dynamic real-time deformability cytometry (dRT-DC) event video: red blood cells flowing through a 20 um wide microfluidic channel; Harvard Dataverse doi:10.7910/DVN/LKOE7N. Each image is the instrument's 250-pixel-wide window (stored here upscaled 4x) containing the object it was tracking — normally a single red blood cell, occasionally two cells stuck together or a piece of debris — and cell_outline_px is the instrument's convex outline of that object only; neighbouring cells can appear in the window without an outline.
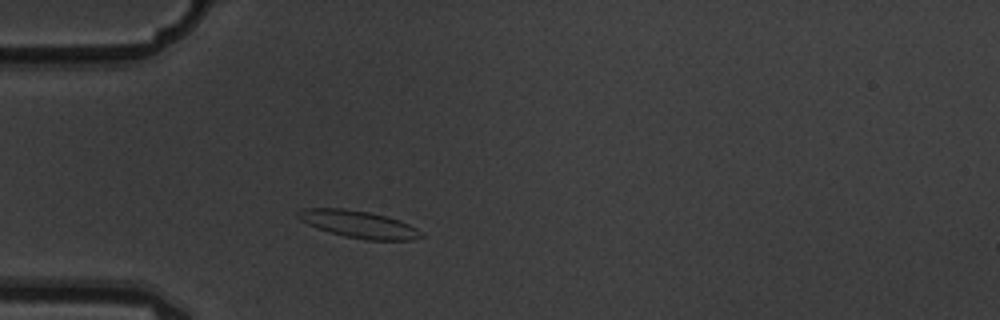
{"species": "common noctule bat (a hibernating species)", "species_latin": "Nyctalus noctula", "temperature_condition": "warm", "stored_images_in_passage": 3, "camera_frame_rate_fps": 3000, "um_per_image_px": 0.085, "animal": {"sex": "male", "body_mass_g": 19.5, "forearm_length_mm": 54.6}, "frame": {"image": 1, "passage_image": 3, "time_ms": 0.667, "image_size_px": [1000, 320], "cell_outline_px": [[424, 236], [412, 240], [364, 240], [344, 236], [328, 232], [316, 228], [300, 220], [296, 216], [296, 212], [304, 208], [344, 208], [368, 212], [400, 220], [416, 228]], "centroid_in_image_um": [30.44, 19.06], "position_along_channel_um": 54.6, "area_um2": 19.54}}